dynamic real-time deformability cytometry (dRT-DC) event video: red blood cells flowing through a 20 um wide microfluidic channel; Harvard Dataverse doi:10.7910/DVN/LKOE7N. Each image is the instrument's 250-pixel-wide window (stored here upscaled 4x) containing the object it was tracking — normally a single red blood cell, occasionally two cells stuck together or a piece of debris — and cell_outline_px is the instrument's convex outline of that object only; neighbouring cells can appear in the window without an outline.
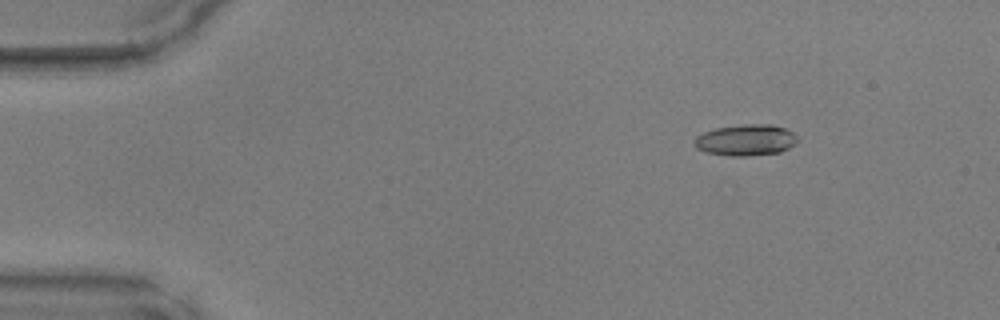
{"species": "common noctule bat (a hibernating species)", "species_latin": "Nyctalus noctula", "temperature_condition": "warm", "stored_images_in_passage": 8, "camera_frame_rate_fps": 3000, "um_per_image_px": 0.085, "animal": {"sex": "male", "body_mass_g": 17.9, "forearm_length_mm": 54.2}, "frame": {"image": 1, "passage_image": 1, "time_ms": 0.0, "image_size_px": [1000, 320], "cell_outline_px": [[796, 144], [780, 152], [748, 156], [728, 156], [704, 152], [696, 148], [696, 136], [704, 132], [716, 128], [744, 124], [772, 124], [784, 128], [792, 132], [796, 136]], "centroid_in_image_um": [63.39, 11.91], "position_along_channel_um": 21.6, "area_um2": 18.73}}